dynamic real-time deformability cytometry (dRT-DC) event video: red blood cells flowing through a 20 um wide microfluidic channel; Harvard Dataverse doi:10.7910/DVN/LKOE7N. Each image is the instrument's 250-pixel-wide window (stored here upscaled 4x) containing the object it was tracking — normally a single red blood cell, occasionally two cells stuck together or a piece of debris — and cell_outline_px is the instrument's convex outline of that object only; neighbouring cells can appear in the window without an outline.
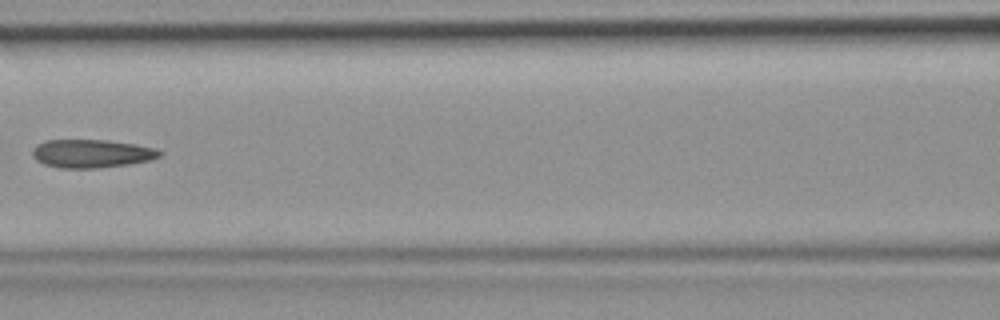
{"species": "common noctule bat (a hibernating species)", "species_latin": "Nyctalus noctula", "temperature_condition": "room temperature", "stored_images_in_passage": 6, "camera_frame_rate_fps": 3000, "um_per_image_px": 0.085, "animal": {"sex": "female", "body_mass_g": 19.9}, "frame": {"image": 1, "passage_image": 6, "time_ms": 1.667, "image_size_px": [1000, 320], "cell_outline_px": [[164, 152], [160, 156], [152, 160], [128, 164], [96, 168], [60, 168], [44, 164], [36, 160], [32, 156], [32, 148], [36, 144], [44, 140], [108, 140], [136, 144], [156, 148]], "centroid_in_image_um": [7.79, 13.04], "position_along_channel_um": 158.8, "area_um2": 21.21}}